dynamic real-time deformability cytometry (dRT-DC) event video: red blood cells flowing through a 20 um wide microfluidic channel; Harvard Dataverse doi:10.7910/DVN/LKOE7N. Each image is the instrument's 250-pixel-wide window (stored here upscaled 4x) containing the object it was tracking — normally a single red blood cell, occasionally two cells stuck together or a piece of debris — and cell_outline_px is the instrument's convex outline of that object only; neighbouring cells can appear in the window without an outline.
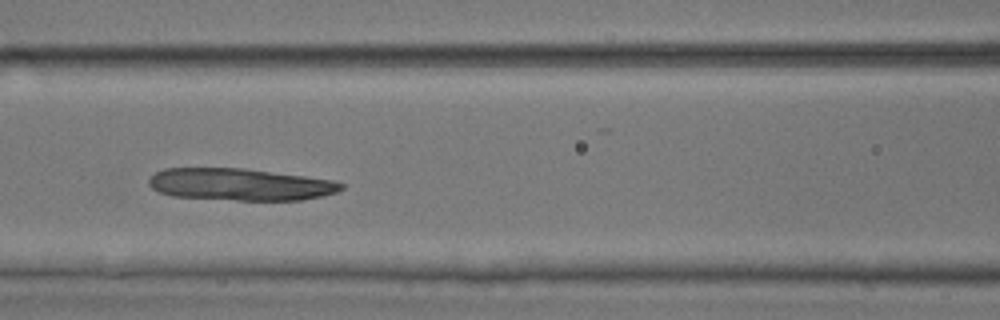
{"species": "common noctule bat (a hibernating species)", "species_latin": "Nyctalus noctula", "temperature_condition": "room temperature", "stored_images_in_passage": 50, "camera_frame_rate_fps": 3000, "um_per_image_px": 0.085, "animal": {"sex": "male", "body_mass_g": 17.9, "forearm_length_mm": 54.2}, "frame": {"image": 1, "passage_image": 21, "time_ms": 6.667, "image_size_px": [1000, 320], "cell_outline_px": [[344, 188], [336, 192], [320, 196], [300, 200], [236, 200], [172, 196], [160, 192], [152, 188], [148, 184], [148, 180], [156, 172], [164, 168], [244, 168], [304, 176], [332, 180], [344, 184]], "centroid_in_image_um": [20.38, 15.67], "position_along_channel_um": 146.2, "area_um2": 35.78}}
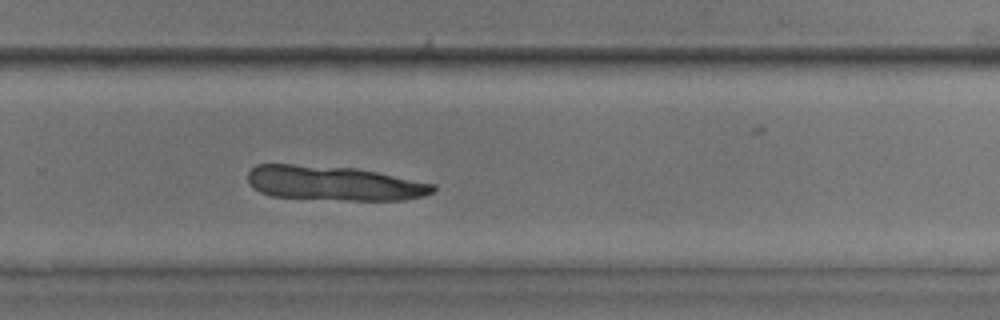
{"frame": {"image": 2, "passage_image": 33, "time_ms": 10.667, "image_size_px": [1000, 320], "cell_outline_px": [[436, 188], [432, 192], [424, 196], [404, 200], [348, 200], [272, 196], [260, 192], [248, 180], [248, 172], [256, 164], [292, 164], [356, 168], [436, 184]], "centroid_in_image_um": [28.4, 15.57], "position_along_channel_um": 301.4, "area_um2": 37.05}}
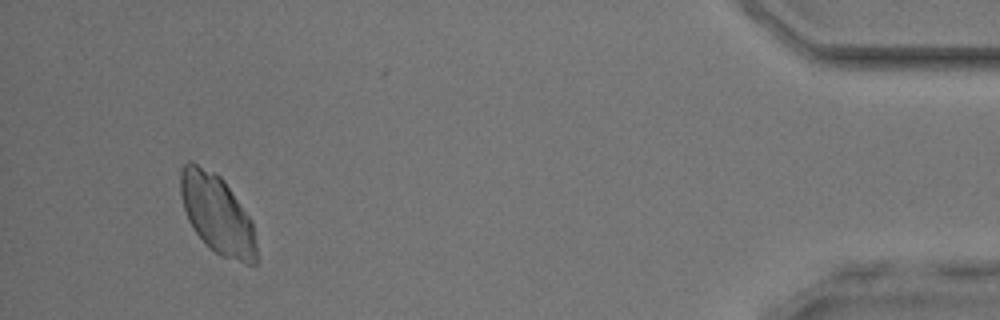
{"frame": {"image": 3, "passage_image": 47, "time_ms": 15.333, "image_size_px": [1000, 320], "cell_outline_px": [[256, 264], [248, 264], [220, 256], [196, 232], [188, 220], [184, 208], [180, 192], [180, 172], [184, 164], [188, 160], [192, 160], [220, 176], [224, 180], [252, 220], [256, 244]], "centroid_in_image_um": [18.45, 18.17], "position_along_channel_um": 416.7, "area_um2": 34.74}}